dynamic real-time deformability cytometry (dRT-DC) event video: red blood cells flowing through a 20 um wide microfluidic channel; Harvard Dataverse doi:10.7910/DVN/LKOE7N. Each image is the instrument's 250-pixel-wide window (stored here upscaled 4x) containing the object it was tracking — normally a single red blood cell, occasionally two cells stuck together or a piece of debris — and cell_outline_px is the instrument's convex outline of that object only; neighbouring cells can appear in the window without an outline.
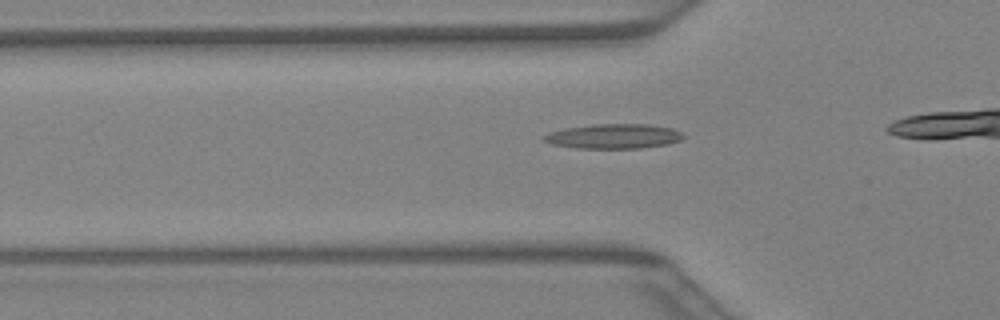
{"species": "Egyptian fruit bat (a non-hibernating species)", "species_latin": "Rousettus aegyptiacus", "temperature_condition": "warm", "stored_images_in_passage": 28, "camera_frame_rate_fps": 3000, "um_per_image_px": 0.085, "animal": {"sex": "female"}, "frame": {"image": 1, "passage_image": 9, "time_ms": 2.667, "image_size_px": [1000, 320], "cell_outline_px": [[684, 136], [680, 140], [668, 144], [640, 148], [576, 148], [552, 144], [540, 140], [548, 132], [564, 128], [592, 124], [648, 124], [672, 128], [680, 132]], "centroid_in_image_um": [52.12, 11.58], "position_along_channel_um": 73.7, "area_um2": 20.11}}